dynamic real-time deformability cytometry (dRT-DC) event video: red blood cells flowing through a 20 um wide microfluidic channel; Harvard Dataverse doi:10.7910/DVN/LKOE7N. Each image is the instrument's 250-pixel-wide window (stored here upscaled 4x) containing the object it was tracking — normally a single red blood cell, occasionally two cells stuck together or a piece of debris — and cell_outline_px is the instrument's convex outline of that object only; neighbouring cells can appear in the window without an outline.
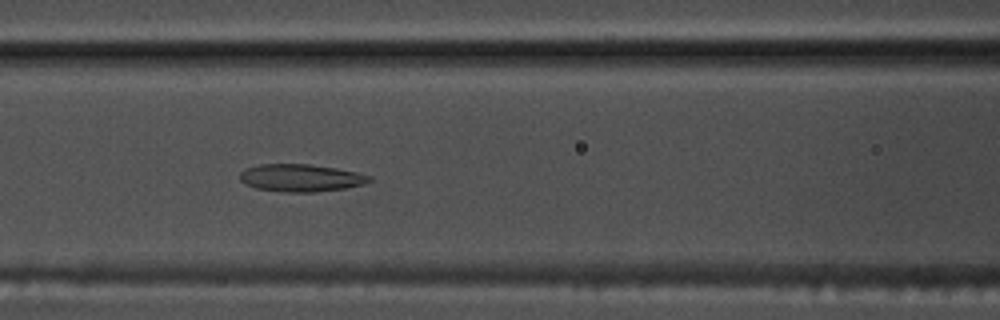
{"species": "common noctule bat (a hibernating species)", "species_latin": "Nyctalus noctula", "temperature_condition": "warm", "stored_images_in_passage": 55, "segment_of_instrument_passage": [1, 2], "camera_frame_rate_fps": 3000, "um_per_image_px": 0.085, "animal": {"sex": "male", "body_mass_g": 17.5, "forearm_length_mm": 52.3}, "frame": {"image": 1, "passage_image": 23, "time_ms": 7.333, "image_size_px": [1000, 320], "cell_outline_px": [[372, 180], [364, 184], [344, 188], [316, 192], [284, 192], [256, 188], [244, 184], [240, 180], [240, 172], [244, 168], [260, 164], [308, 164], [336, 168], [356, 172], [372, 176]], "centroid_in_image_um": [25.55, 15.12], "position_along_channel_um": 141.1, "area_um2": 20.81}}
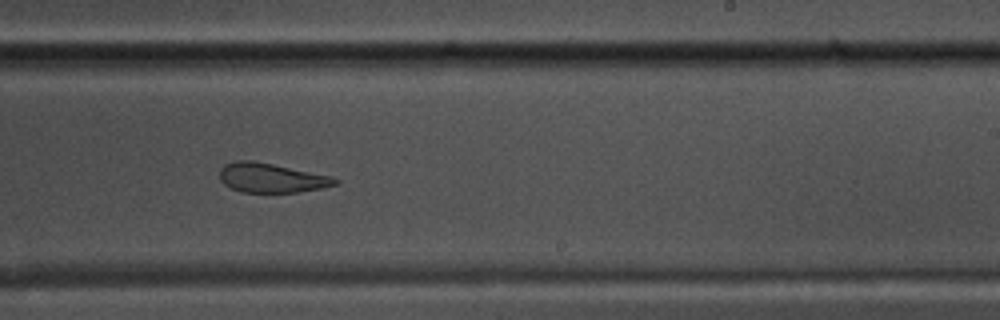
{"frame": {"image": 2, "passage_image": 33, "time_ms": 10.667, "image_size_px": [1000, 320], "cell_outline_px": [[340, 180], [336, 184], [324, 188], [300, 192], [240, 192], [224, 184], [220, 180], [220, 168], [224, 164], [236, 160], [252, 160], [332, 176]], "centroid_in_image_um": [23.06, 15.12], "position_along_channel_um": 265.9, "area_um2": 19.83}}
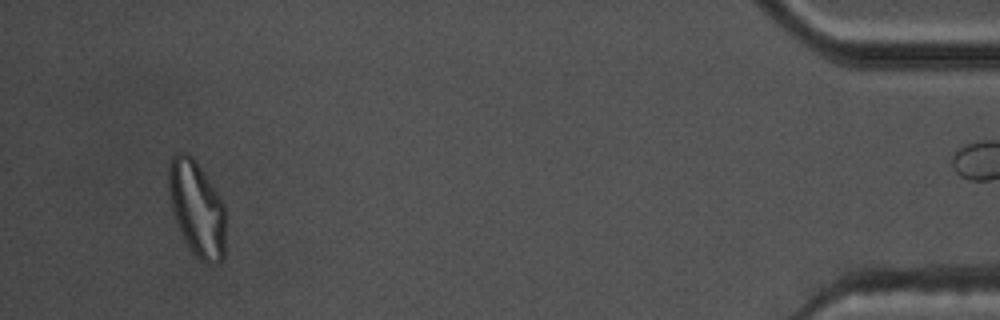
{"frame": {"image": 3, "passage_image": 51, "time_ms": 16.667, "image_size_px": [1000, 320], "cell_outline_px": [[224, 256], [216, 264], [208, 264], [200, 260], [188, 248], [176, 220], [172, 208], [168, 188], [168, 164], [172, 156], [176, 152], [188, 152], [196, 160], [220, 196], [224, 204]], "centroid_in_image_um": [16.72, 17.69], "position_along_channel_um": 418.5, "area_um2": 31.73}}